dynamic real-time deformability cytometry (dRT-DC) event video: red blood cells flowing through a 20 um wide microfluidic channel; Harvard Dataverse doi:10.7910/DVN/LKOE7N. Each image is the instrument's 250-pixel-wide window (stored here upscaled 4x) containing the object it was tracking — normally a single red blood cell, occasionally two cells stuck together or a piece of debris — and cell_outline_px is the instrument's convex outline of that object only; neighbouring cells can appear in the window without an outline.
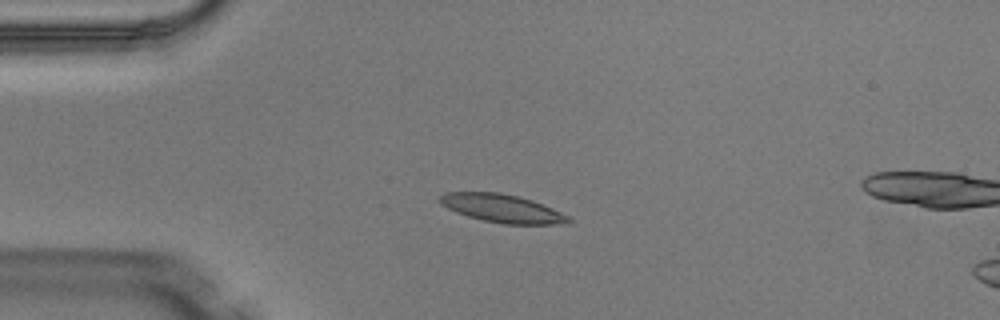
{"species": "Egyptian fruit bat (a non-hibernating species)", "species_latin": "Rousettus aegyptiacus", "temperature_condition": "warm", "stored_images_in_passage": 4, "camera_frame_rate_fps": 3000, "um_per_image_px": 0.085, "animal": {"sex": "male"}, "frame": {"image": 1, "passage_image": 3, "time_ms": 0.667, "image_size_px": [1000, 320], "cell_outline_px": [[572, 220], [552, 224], [504, 224], [484, 220], [468, 216], [456, 212], [440, 204], [440, 196], [444, 192], [500, 192], [532, 200], [552, 208], [568, 216]], "centroid_in_image_um": [42.63, 17.7], "position_along_channel_um": 42.4, "area_um2": 20.75}}